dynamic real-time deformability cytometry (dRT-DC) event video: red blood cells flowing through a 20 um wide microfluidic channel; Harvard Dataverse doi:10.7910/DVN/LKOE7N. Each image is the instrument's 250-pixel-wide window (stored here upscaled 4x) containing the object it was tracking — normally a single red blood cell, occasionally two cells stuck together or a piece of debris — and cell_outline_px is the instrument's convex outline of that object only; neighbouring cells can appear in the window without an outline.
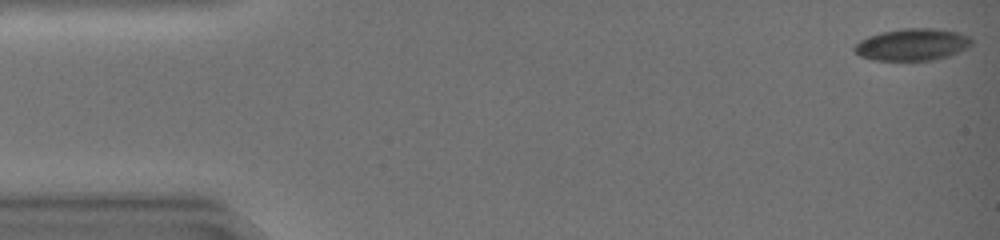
{"species": "common noctule bat (a hibernating species)", "species_latin": "Nyctalus noctula", "temperature_condition": "warm", "stored_images_in_passage": 19, "camera_frame_rate_fps": 3000, "um_per_image_px": 0.085, "animal": {"sex": "female", "body_mass_g": 19.0, "forearm_length_mm": 51.5}, "frame": {"image": 1, "passage_image": 1, "time_ms": 0.0, "image_size_px": [1000, 240], "cell_outline_px": [[972, 44], [968, 48], [948, 56], [932, 60], [872, 60], [860, 56], [852, 48], [860, 40], [868, 36], [880, 32], [900, 28], [932, 28], [956, 32], [972, 36]], "centroid_in_image_um": [77.55, 3.78], "position_along_channel_um": 7.5, "area_um2": 21.96}}
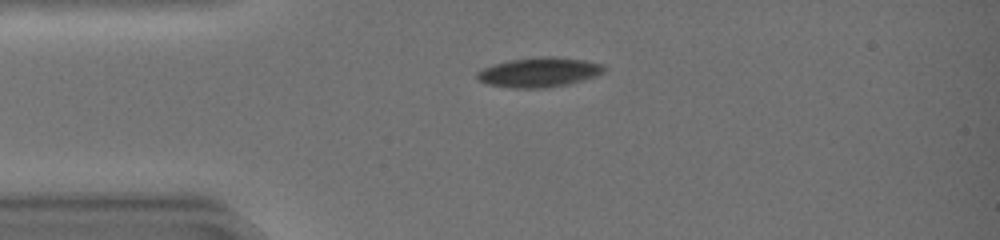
{"frame": {"image": 2, "passage_image": 11, "time_ms": 3.333, "image_size_px": [1000, 240], "cell_outline_px": [[604, 72], [596, 76], [568, 84], [540, 88], [508, 88], [488, 84], [476, 80], [476, 72], [492, 64], [512, 60], [540, 56], [552, 56], [584, 60], [604, 64]], "centroid_in_image_um": [45.79, 6.14], "position_along_channel_um": 39.2, "area_um2": 21.96}}
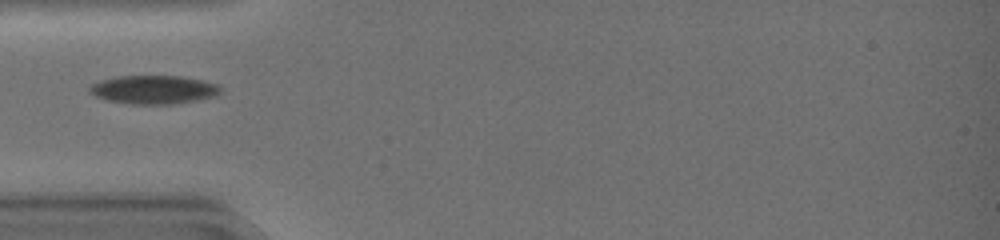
{"frame": {"image": 3, "passage_image": 15, "time_ms": 4.667, "image_size_px": [1000, 240], "cell_outline_px": [[220, 92], [212, 96], [172, 104], [132, 104], [108, 100], [96, 96], [88, 92], [88, 88], [92, 84], [100, 80], [116, 76], [180, 76], [200, 80], [216, 84], [220, 88]], "centroid_in_image_um": [12.97, 7.61], "position_along_channel_um": 72.0, "area_um2": 21.39}}